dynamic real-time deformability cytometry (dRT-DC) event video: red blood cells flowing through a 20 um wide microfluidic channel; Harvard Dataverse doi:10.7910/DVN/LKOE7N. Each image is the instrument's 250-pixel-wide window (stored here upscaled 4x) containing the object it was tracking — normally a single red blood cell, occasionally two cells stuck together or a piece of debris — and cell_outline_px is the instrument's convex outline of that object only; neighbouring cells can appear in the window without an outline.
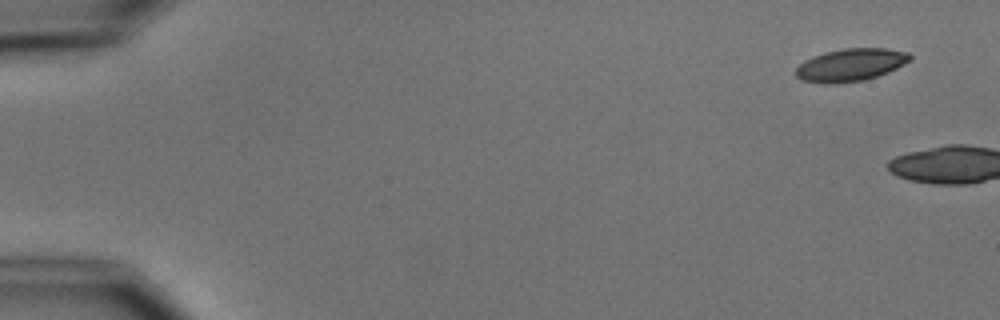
{"species": "common noctule bat (a hibernating species)", "species_latin": "Nyctalus noctula", "temperature_condition": "cold", "stored_images_in_passage": 2, "camera_frame_rate_fps": 3000, "um_per_image_px": 0.085, "animal": {"sex": "male", "body_mass_g": 15.6}, "frame": {"image": 1, "passage_image": 1, "time_ms": 0.0, "image_size_px": [1000, 320], "cell_outline_px": [[912, 60], [888, 72], [864, 80], [836, 84], [820, 84], [800, 80], [796, 76], [796, 68], [804, 60], [812, 56], [824, 52], [844, 48], [888, 48], [908, 52], [912, 56]], "centroid_in_image_um": [72.29, 5.52], "position_along_channel_um": 12.7, "area_um2": 22.02}}